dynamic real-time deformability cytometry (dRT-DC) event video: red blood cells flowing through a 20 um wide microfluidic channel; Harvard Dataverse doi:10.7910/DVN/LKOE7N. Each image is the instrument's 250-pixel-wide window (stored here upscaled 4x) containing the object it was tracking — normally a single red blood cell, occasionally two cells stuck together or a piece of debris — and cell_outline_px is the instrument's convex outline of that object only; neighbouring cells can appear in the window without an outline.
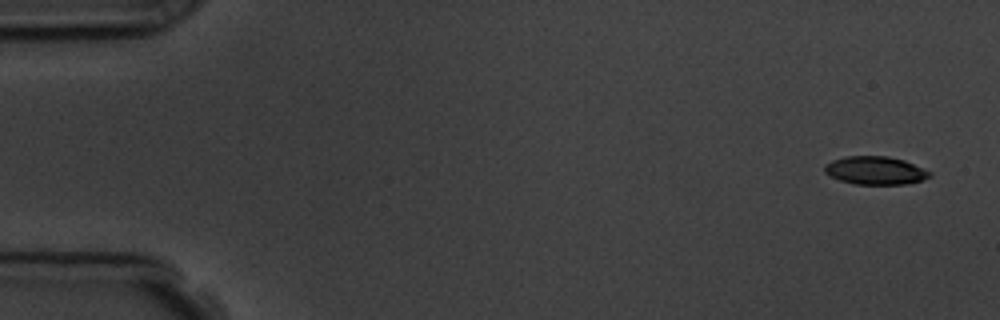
{"species": "common noctule bat (a hibernating species)", "species_latin": "Nyctalus noctula", "temperature_condition": "room temperature", "stored_images_in_passage": 4, "camera_frame_rate_fps": 3000, "um_per_image_px": 0.085, "animal": {"sex": "male", "body_mass_g": 19.5, "forearm_length_mm": 54.6}, "frame": {"image": 1, "passage_image": 1, "time_ms": 0.0, "image_size_px": [1000, 320], "cell_outline_px": [[932, 176], [920, 180], [904, 184], [856, 184], [840, 180], [824, 172], [824, 164], [832, 160], [844, 156], [888, 156], [904, 160], [932, 172]], "centroid_in_image_um": [74.39, 14.48], "position_along_channel_um": 10.6, "area_um2": 17.17}}